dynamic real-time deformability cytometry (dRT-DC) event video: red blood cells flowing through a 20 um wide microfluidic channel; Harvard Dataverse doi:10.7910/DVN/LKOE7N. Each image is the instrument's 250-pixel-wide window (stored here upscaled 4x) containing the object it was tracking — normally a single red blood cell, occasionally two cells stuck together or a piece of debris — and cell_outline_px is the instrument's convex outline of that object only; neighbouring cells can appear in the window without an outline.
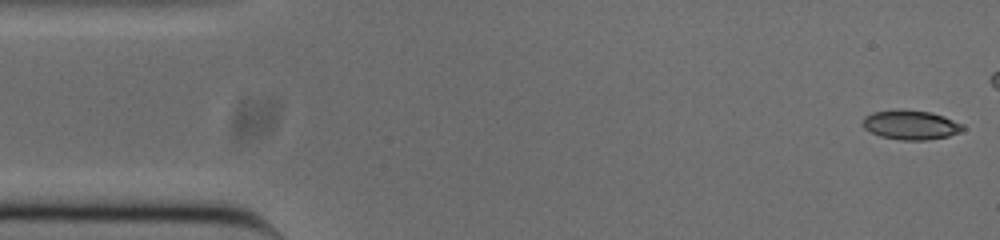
{"species": "common noctule bat (a hibernating species)", "species_latin": "Nyctalus noctula", "temperature_condition": "cold", "stored_images_in_passage": 41, "camera_frame_rate_fps": 3000, "um_per_image_px": 0.085, "animal": {"sex": "male", "body_mass_g": 20.0, "forearm_length_mm": 53.3}, "frame": {"image": 1, "passage_image": 1, "time_ms": 0.0, "image_size_px": [1000, 240], "cell_outline_px": [[964, 128], [960, 132], [948, 136], [928, 140], [900, 140], [880, 136], [864, 128], [864, 116], [872, 112], [900, 108], [932, 112], [944, 116], [964, 124]], "centroid_in_image_um": [77.43, 10.6], "position_along_channel_um": 7.6, "area_um2": 17.34}}
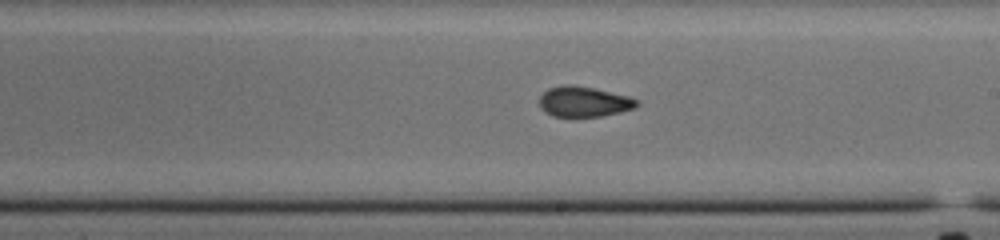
{"frame": {"image": 2, "passage_image": 28, "time_ms": 9.0, "image_size_px": [1000, 240], "cell_outline_px": [[640, 104], [636, 108], [620, 112], [600, 116], [552, 116], [544, 112], [540, 108], [540, 96], [548, 88], [564, 84], [572, 84], [596, 88], [628, 96], [640, 100]], "centroid_in_image_um": [49.65, 8.63], "position_along_channel_um": 239.4, "area_um2": 17.46}}
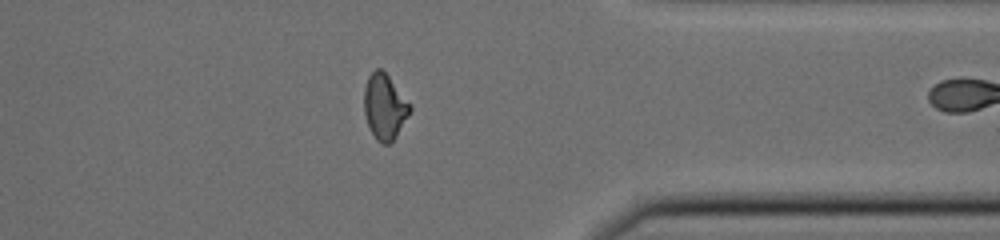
{"frame": {"image": 3, "passage_image": 40, "time_ms": 13.0, "image_size_px": [1000, 240], "cell_outline_px": [[412, 108], [408, 116], [396, 136], [388, 144], [380, 144], [376, 140], [368, 124], [364, 112], [364, 88], [368, 76], [376, 68], [380, 68], [388, 76]], "centroid_in_image_um": [32.66, 9.08], "position_along_channel_um": 378.7, "area_um2": 17.11}}